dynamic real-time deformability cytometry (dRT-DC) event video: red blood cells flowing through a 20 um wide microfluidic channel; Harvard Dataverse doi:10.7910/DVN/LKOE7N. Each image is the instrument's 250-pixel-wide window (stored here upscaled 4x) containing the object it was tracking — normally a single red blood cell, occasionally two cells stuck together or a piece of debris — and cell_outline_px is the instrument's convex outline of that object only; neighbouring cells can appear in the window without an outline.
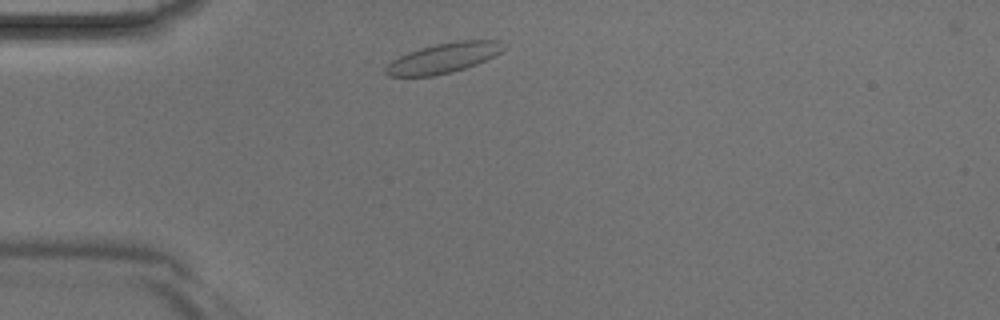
{"species": "Egyptian fruit bat (a non-hibernating species)", "species_latin": "Rousettus aegyptiacus", "temperature_condition": "room temperature", "stored_images_in_passage": 29, "camera_frame_rate_fps": 3000, "um_per_image_px": 0.085, "animal": {"sex": "male"}, "frame": {"image": 1, "passage_image": 1, "time_ms": 0.0, "image_size_px": [1000, 320], "cell_outline_px": [[508, 48], [476, 64], [452, 72], [436, 76], [388, 76], [384, 72], [384, 68], [392, 60], [408, 52], [420, 48], [436, 44], [460, 40], [500, 40], [508, 44]], "centroid_in_image_um": [37.73, 4.92], "position_along_channel_um": 47.3, "area_um2": 20.69}}
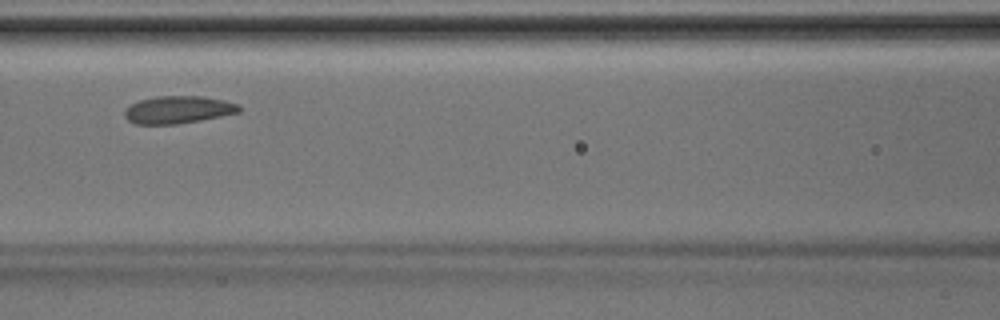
{"frame": {"image": 2, "passage_image": 9, "time_ms": 2.667, "image_size_px": [1000, 320], "cell_outline_px": [[240, 112], [180, 124], [136, 124], [128, 120], [124, 116], [124, 108], [140, 100], [156, 96], [204, 96], [224, 100], [240, 104]], "centroid_in_image_um": [15.13, 9.32], "position_along_channel_um": 151.5, "area_um2": 18.44}}
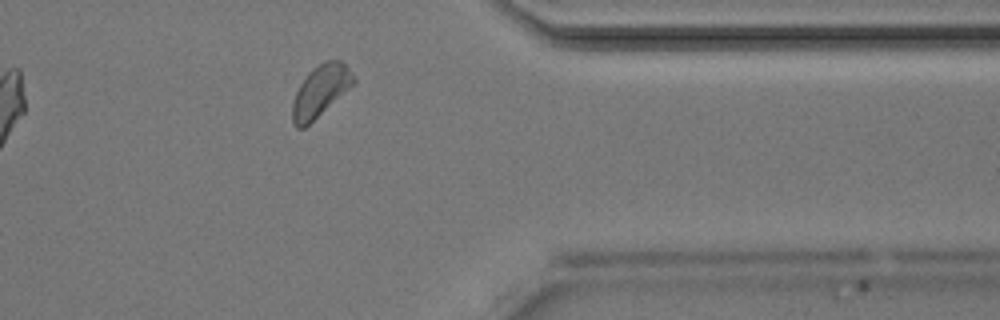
{"frame": {"image": 3, "passage_image": 25, "time_ms": 8.0, "image_size_px": [1000, 320], "cell_outline_px": [[356, 84], [304, 128], [296, 128], [292, 124], [292, 104], [296, 92], [300, 84], [308, 72], [312, 68], [328, 60], [340, 60], [348, 68], [356, 80]], "centroid_in_image_um": [27.24, 7.75], "position_along_channel_um": 384.2, "area_um2": 18.38}}